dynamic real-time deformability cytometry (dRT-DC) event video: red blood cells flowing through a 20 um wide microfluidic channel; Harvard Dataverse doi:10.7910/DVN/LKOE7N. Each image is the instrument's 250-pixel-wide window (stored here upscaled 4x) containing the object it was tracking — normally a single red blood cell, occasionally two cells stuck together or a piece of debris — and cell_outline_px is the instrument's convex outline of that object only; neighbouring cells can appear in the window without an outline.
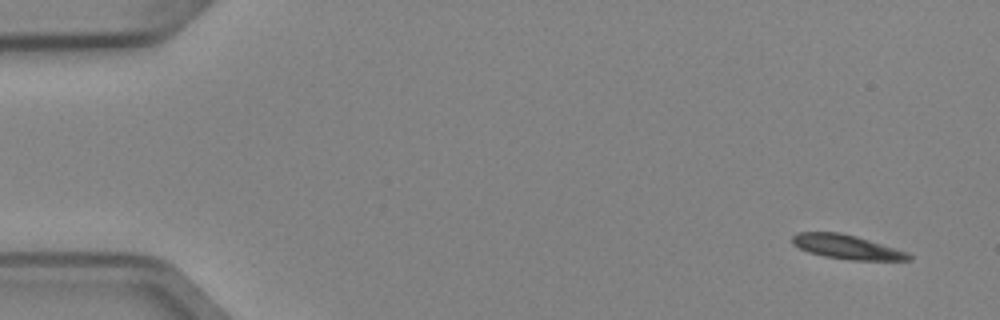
{"species": "Egyptian fruit bat (a non-hibernating species)", "species_latin": "Rousettus aegyptiacus", "temperature_condition": "cold", "stored_images_in_passage": 50, "camera_frame_rate_fps": 3000, "um_per_image_px": 0.085, "animal": {"sex": "female"}, "frame": {"image": 1, "passage_image": 1, "time_ms": 0.0, "image_size_px": [1000, 320], "cell_outline_px": [[912, 260], [852, 260], [824, 256], [808, 252], [792, 244], [792, 236], [796, 232], [840, 232], [856, 236], [908, 252], [912, 256]], "centroid_in_image_um": [71.96, 20.98], "position_along_channel_um": 13.0, "area_um2": 16.36}}
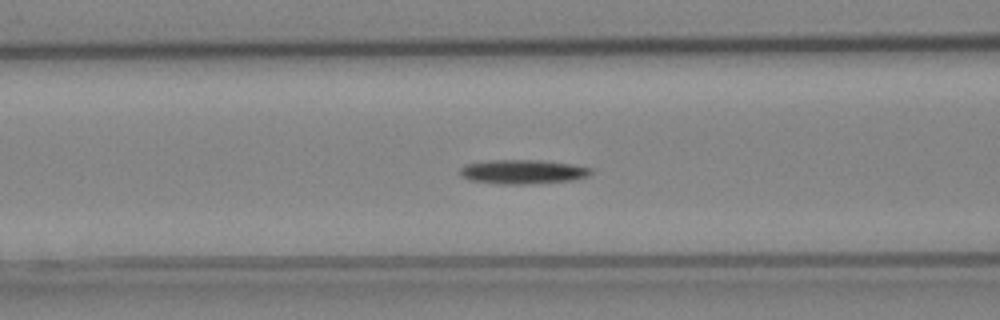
{"frame": {"image": 2, "passage_image": 19, "time_ms": 6.0, "image_size_px": [1000, 320], "cell_outline_px": [[592, 172], [588, 176], [572, 180], [524, 184], [496, 184], [468, 180], [460, 176], [460, 168], [464, 164], [492, 160], [540, 160], [572, 164], [592, 168]], "centroid_in_image_um": [44.39, 14.6], "position_along_channel_um": 122.2, "area_um2": 18.55}}
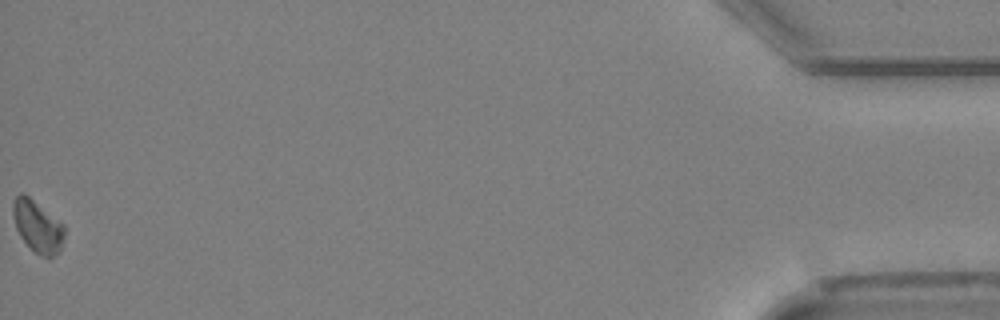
{"frame": {"image": 3, "passage_image": 50, "time_ms": 16.333, "image_size_px": [1000, 320], "cell_outline_px": [[64, 236], [60, 252], [48, 260], [36, 252], [20, 236], [16, 228], [12, 212], [12, 204], [16, 196], [20, 192], [24, 192], [60, 220], [64, 224]], "centroid_in_image_um": [3.21, 19.22], "position_along_channel_um": 432.0, "area_um2": 15.78}}